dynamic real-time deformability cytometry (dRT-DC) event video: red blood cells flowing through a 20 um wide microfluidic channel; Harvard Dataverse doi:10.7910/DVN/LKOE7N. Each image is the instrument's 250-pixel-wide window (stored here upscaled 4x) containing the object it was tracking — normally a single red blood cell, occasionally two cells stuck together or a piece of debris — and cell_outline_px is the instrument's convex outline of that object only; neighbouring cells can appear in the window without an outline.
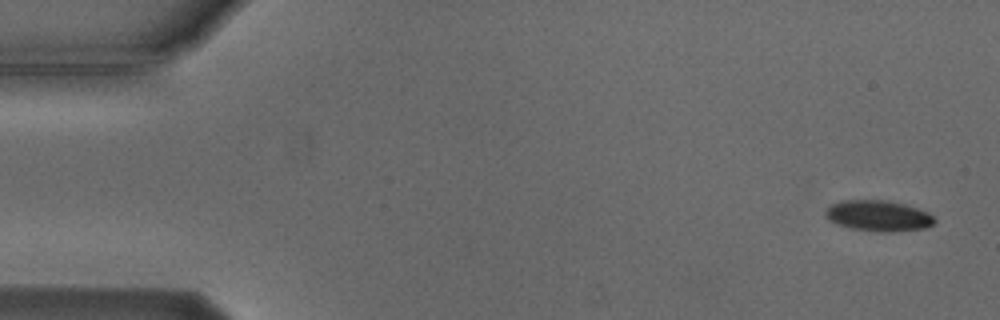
{"species": "Egyptian fruit bat (a non-hibernating species)", "species_latin": "Rousettus aegyptiacus", "temperature_condition": "cold", "stored_images_in_passage": 6, "camera_frame_rate_fps": 3000, "um_per_image_px": 0.085, "animal": {"sex": "male"}, "frame": {"image": 1, "passage_image": 1, "time_ms": 0.0, "image_size_px": [1000, 320], "cell_outline_px": [[936, 220], [928, 228], [892, 232], [880, 232], [848, 228], [836, 224], [828, 220], [824, 216], [824, 212], [832, 204], [840, 200], [884, 200], [904, 204], [928, 212]], "centroid_in_image_um": [74.63, 18.35], "position_along_channel_um": 10.4, "area_um2": 19.77}}
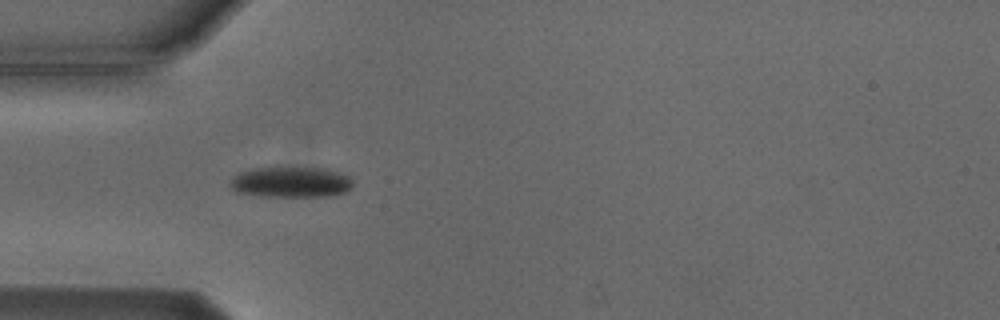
{"frame": {"image": 2, "passage_image": 5, "time_ms": 4.667, "image_size_px": [1000, 320], "cell_outline_px": [[352, 188], [344, 192], [332, 196], [260, 196], [236, 192], [228, 184], [240, 172], [256, 168], [324, 168], [348, 176], [352, 180]], "centroid_in_image_um": [24.74, 15.49], "position_along_channel_um": 60.3, "area_um2": 21.68}}
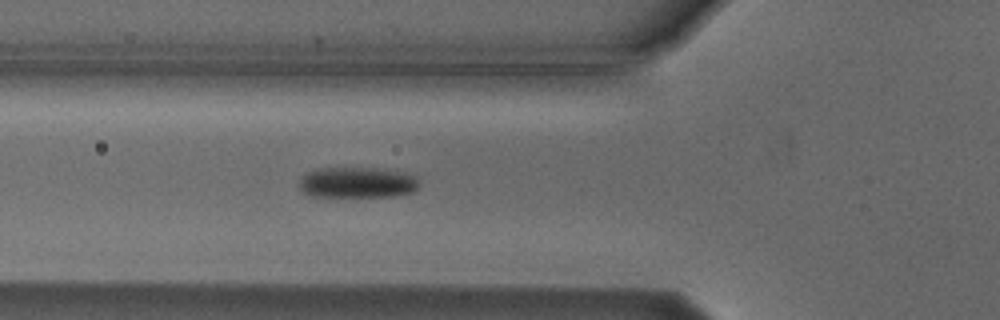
{"frame": {"image": 3, "passage_image": 6, "time_ms": 5.667, "image_size_px": [1000, 320], "cell_outline_px": [[420, 184], [412, 192], [392, 196], [308, 196], [300, 188], [300, 180], [308, 172], [324, 168], [376, 168], [408, 172], [416, 176], [420, 180]], "centroid_in_image_um": [30.44, 15.51], "position_along_channel_um": 95.4, "area_um2": 21.5}}